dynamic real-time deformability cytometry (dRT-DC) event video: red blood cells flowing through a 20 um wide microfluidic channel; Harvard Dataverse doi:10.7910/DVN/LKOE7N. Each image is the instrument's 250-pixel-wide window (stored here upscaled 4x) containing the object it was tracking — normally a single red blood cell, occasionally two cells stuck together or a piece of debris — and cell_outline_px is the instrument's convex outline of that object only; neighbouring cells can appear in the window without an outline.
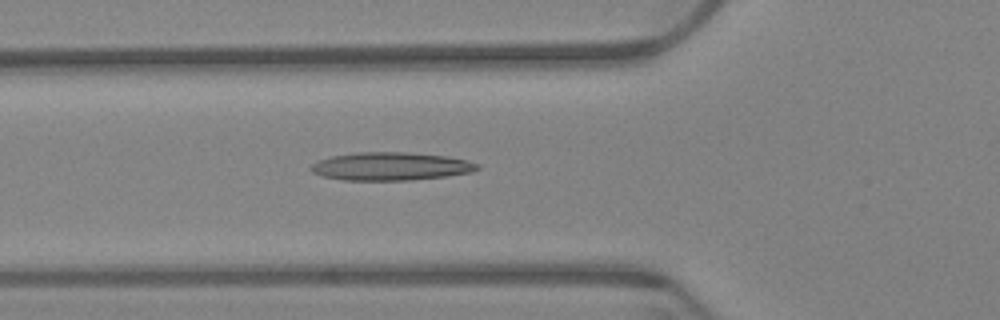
{"species": "Egyptian fruit bat (a non-hibernating species)", "species_latin": "Rousettus aegyptiacus", "temperature_condition": "warm", "stored_images_in_passage": 13, "camera_frame_rate_fps": 3000, "um_per_image_px": 0.085, "animal": {"sex": "female"}, "frame": {"image": 1, "passage_image": 9, "time_ms": 2.667, "image_size_px": [1000, 320], "cell_outline_px": [[480, 168], [472, 172], [444, 176], [412, 180], [344, 180], [324, 176], [312, 172], [308, 168], [316, 160], [332, 156], [356, 152], [404, 152], [448, 156], [468, 160], [480, 164]], "centroid_in_image_um": [33.21, 14.13], "position_along_channel_um": 92.6, "area_um2": 27.34}}
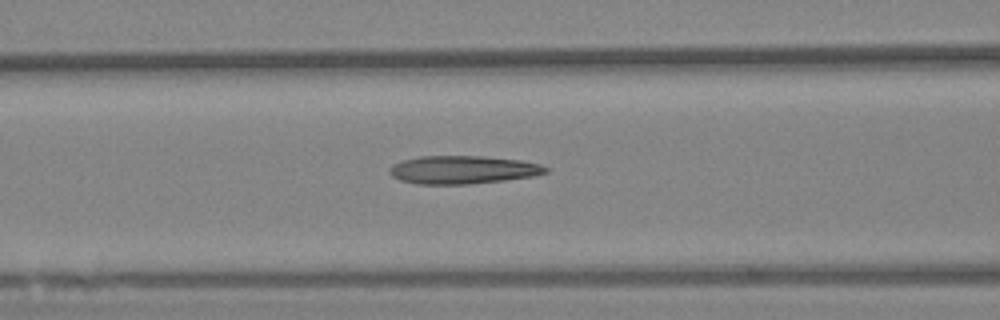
{"frame": {"image": 2, "passage_image": 12, "time_ms": 3.667, "image_size_px": [1000, 320], "cell_outline_px": [[548, 172], [536, 176], [504, 180], [468, 184], [420, 184], [400, 180], [392, 176], [388, 172], [388, 168], [392, 164], [404, 160], [420, 156], [484, 156], [520, 160], [540, 164], [548, 168]], "centroid_in_image_um": [39.34, 14.43], "position_along_channel_um": 127.3, "area_um2": 25.66}}